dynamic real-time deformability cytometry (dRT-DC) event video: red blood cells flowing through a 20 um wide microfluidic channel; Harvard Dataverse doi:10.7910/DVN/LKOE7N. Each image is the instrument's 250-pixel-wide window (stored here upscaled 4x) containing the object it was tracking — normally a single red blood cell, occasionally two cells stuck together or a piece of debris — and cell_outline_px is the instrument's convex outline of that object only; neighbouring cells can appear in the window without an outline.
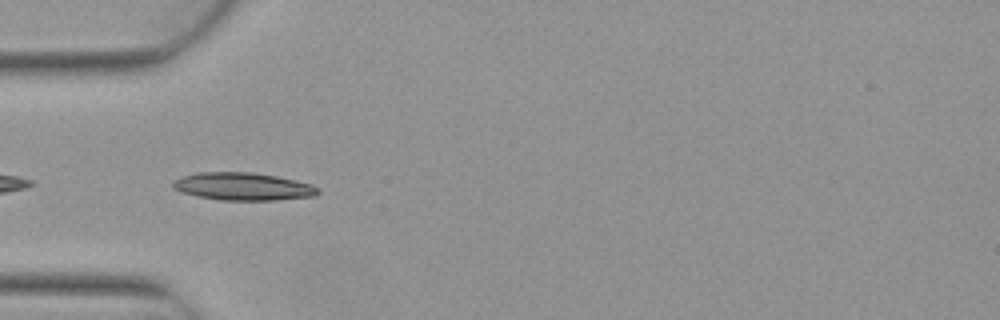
{"species": "Egyptian fruit bat (a non-hibernating species)", "species_latin": "Rousettus aegyptiacus", "temperature_condition": "warm", "stored_images_in_passage": 3, "camera_frame_rate_fps": 3000, "um_per_image_px": 0.085, "animal": {"sex": "female"}, "frame": {"image": 1, "passage_image": 2, "time_ms": 0.333, "image_size_px": [1000, 320], "cell_outline_px": [[320, 192], [316, 196], [276, 200], [220, 200], [196, 196], [172, 188], [172, 180], [180, 176], [196, 172], [252, 172], [276, 176], [296, 180], [312, 184], [320, 188]], "centroid_in_image_um": [20.65, 15.84], "position_along_channel_um": 64.3, "area_um2": 23.7}}
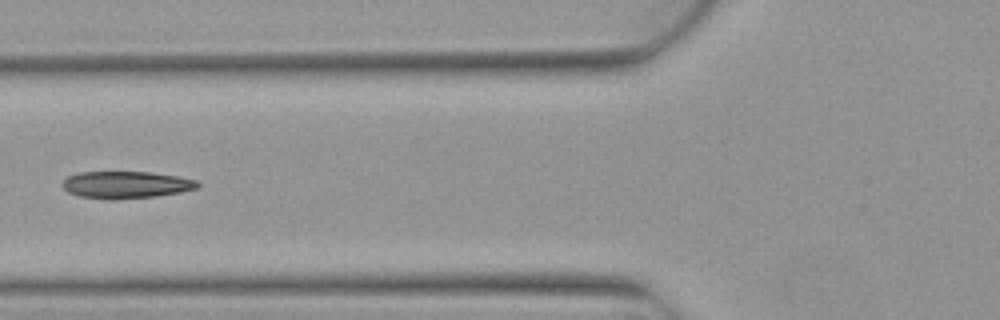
{"frame": {"image": 2, "passage_image": 3, "time_ms": 0.667, "image_size_px": [1000, 320], "cell_outline_px": [[200, 184], [196, 188], [180, 192], [156, 196], [112, 200], [108, 200], [80, 196], [68, 192], [64, 188], [64, 180], [68, 176], [80, 172], [152, 172], [176, 176], [196, 180]], "centroid_in_image_um": [10.71, 15.71], "position_along_channel_um": 115.1, "area_um2": 21.21}}